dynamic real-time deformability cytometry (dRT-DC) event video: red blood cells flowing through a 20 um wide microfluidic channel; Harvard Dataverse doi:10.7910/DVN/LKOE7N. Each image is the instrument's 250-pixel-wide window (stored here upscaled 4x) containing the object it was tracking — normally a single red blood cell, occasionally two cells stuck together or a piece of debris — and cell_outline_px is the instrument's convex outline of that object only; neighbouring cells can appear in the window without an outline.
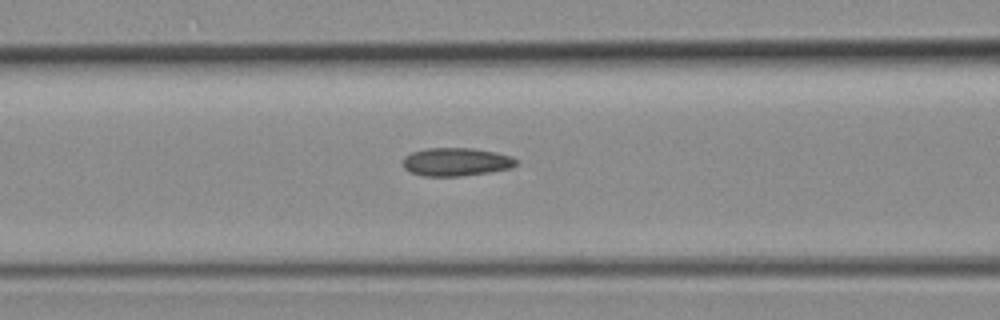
{"species": "common noctule bat (a hibernating species)", "species_latin": "Nyctalus noctula", "temperature_condition": "room temperature", "stored_images_in_passage": 3, "camera_frame_rate_fps": 3000, "um_per_image_px": 0.085, "animal": {"sex": "female", "body_mass_g": 19.3, "forearm_length_mm": 54.1}, "frame": {"image": 1, "passage_image": 3, "time_ms": 2.333, "image_size_px": [1000, 320], "cell_outline_px": [[516, 164], [512, 168], [492, 172], [464, 176], [424, 176], [412, 172], [404, 168], [404, 156], [412, 152], [428, 148], [472, 148], [496, 152], [512, 156], [516, 160]], "centroid_in_image_um": [38.8, 13.76], "position_along_channel_um": 127.8, "area_um2": 18.67}}